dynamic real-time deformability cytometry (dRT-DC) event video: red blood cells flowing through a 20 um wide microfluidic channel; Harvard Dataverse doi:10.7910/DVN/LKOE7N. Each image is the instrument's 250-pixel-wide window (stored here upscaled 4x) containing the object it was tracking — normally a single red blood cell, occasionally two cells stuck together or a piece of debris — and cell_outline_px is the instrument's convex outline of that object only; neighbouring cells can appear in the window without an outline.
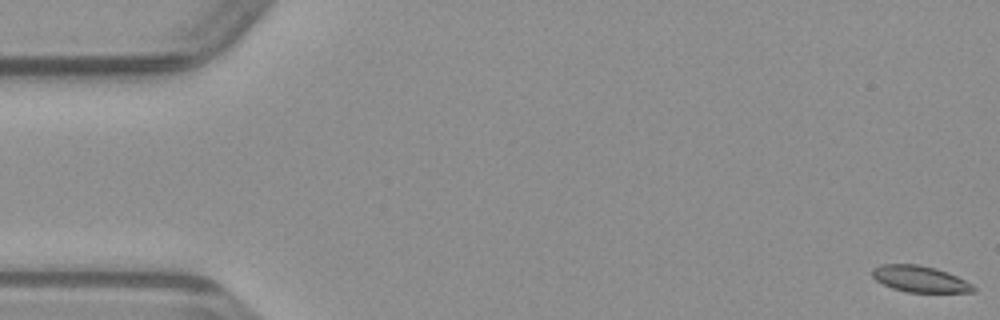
{"species": "common noctule bat (a hibernating species)", "species_latin": "Nyctalus noctula", "temperature_condition": "warm", "stored_images_in_passage": 16, "camera_frame_rate_fps": 3000, "um_per_image_px": 0.085, "animal": {"sex": "male", "body_mass_g": 23.1, "forearm_length_mm": 52.7}, "frame": {"image": 1, "passage_image": 1, "time_ms": 0.0, "image_size_px": [1000, 320], "cell_outline_px": [[976, 292], [908, 292], [892, 288], [876, 280], [872, 276], [872, 268], [884, 264], [916, 264], [936, 268], [948, 272], [972, 284], [976, 288]], "centroid_in_image_um": [78.2, 23.71], "position_along_channel_um": 6.8, "area_um2": 15.43}}